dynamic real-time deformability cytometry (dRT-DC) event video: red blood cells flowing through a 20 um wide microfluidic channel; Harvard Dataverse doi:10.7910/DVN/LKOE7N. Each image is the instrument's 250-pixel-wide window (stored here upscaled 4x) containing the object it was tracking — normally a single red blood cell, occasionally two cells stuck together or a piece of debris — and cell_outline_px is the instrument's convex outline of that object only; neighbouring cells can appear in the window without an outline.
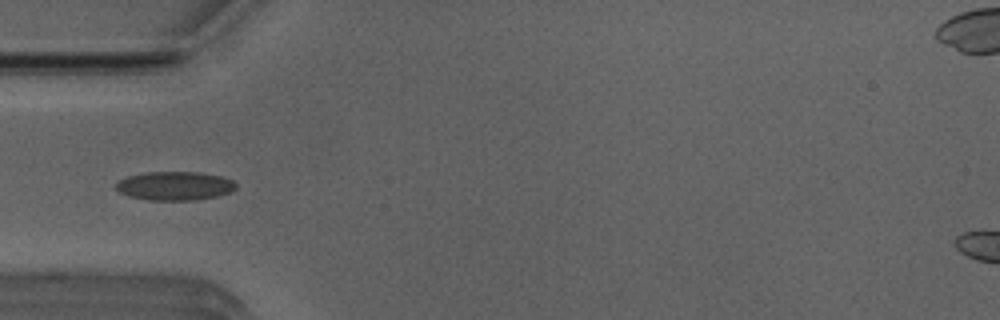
{"species": "Egyptian fruit bat (a non-hibernating species)", "species_latin": "Rousettus aegyptiacus", "temperature_condition": "room temperature", "stored_images_in_passage": 9, "camera_frame_rate_fps": 3000, "um_per_image_px": 0.085, "animal": {"sex": "male"}, "frame": {"image": 1, "passage_image": 1, "time_ms": 0.0, "image_size_px": [1000, 320], "cell_outline_px": [[236, 188], [232, 192], [216, 196], [196, 200], [148, 200], [128, 196], [120, 192], [116, 188], [116, 184], [120, 180], [128, 176], [148, 172], [196, 172], [220, 176], [232, 180], [236, 184]], "centroid_in_image_um": [14.87, 15.81], "position_along_channel_um": 70.1, "area_um2": 20.0}}
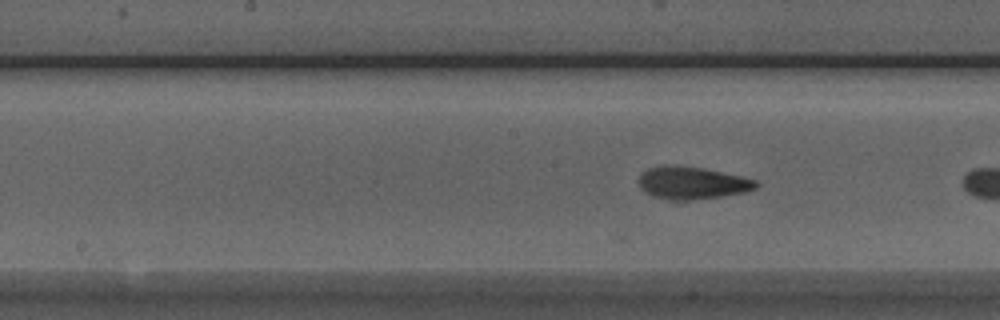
{"frame": {"image": 2, "passage_image": 8, "time_ms": 2.333, "image_size_px": [1000, 320], "cell_outline_px": [[760, 184], [756, 188], [744, 192], [720, 196], [692, 200], [668, 200], [652, 196], [640, 188], [640, 176], [648, 168], [704, 168], [740, 176], [756, 180]], "centroid_in_image_um": [58.89, 15.6], "position_along_channel_um": 189.3, "area_um2": 21.27}}